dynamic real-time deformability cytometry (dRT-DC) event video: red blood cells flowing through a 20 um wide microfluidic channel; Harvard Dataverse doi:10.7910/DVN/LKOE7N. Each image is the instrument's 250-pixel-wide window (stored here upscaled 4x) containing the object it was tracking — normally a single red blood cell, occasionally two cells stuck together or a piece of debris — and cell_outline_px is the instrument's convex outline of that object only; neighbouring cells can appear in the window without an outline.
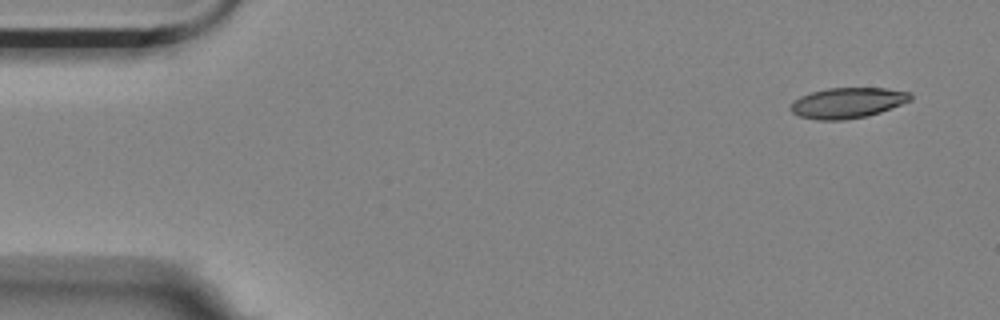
{"species": "Egyptian fruit bat (a non-hibernating species)", "species_latin": "Rousettus aegyptiacus", "temperature_condition": "room temperature", "stored_images_in_passage": 6, "camera_frame_rate_fps": 3000, "um_per_image_px": 0.085, "animal": {"sex": "female"}, "frame": {"image": 1, "passage_image": 1, "time_ms": 0.0, "image_size_px": [1000, 320], "cell_outline_px": [[912, 100], [880, 112], [868, 116], [844, 120], [820, 120], [800, 116], [792, 112], [792, 104], [800, 96], [812, 92], [828, 88], [884, 88], [912, 92]], "centroid_in_image_um": [72.1, 8.74], "position_along_channel_um": 12.9, "area_um2": 21.15}}
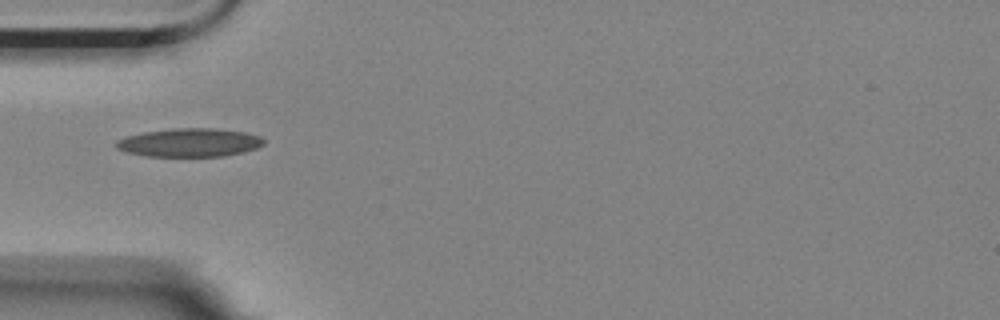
{"frame": {"image": 2, "passage_image": 5, "time_ms": 1.333, "image_size_px": [1000, 320], "cell_outline_px": [[264, 144], [256, 148], [244, 152], [224, 156], [148, 156], [128, 152], [116, 148], [116, 140], [128, 136], [144, 132], [172, 128], [216, 128], [244, 132], [260, 136], [264, 140]], "centroid_in_image_um": [16.13, 12.11], "position_along_channel_um": 68.9, "area_um2": 24.39}}
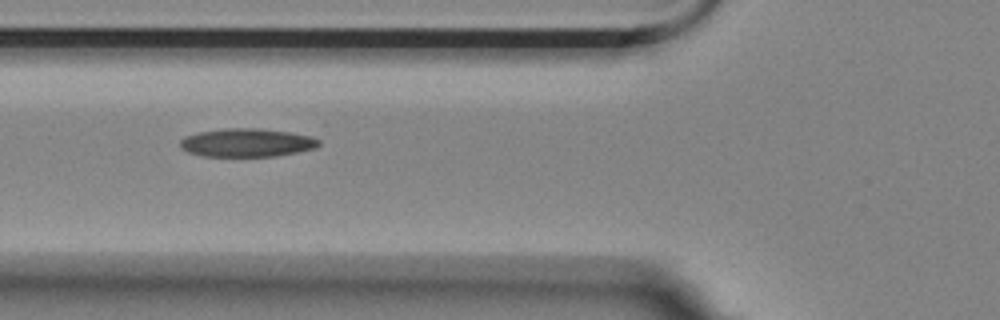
{"frame": {"image": 3, "passage_image": 6, "time_ms": 1.667, "image_size_px": [1000, 320], "cell_outline_px": [[320, 144], [316, 148], [296, 152], [272, 156], [204, 156], [188, 152], [180, 148], [180, 140], [184, 136], [196, 132], [224, 128], [260, 128], [316, 132], [320, 140]], "centroid_in_image_um": [21.14, 12.08], "position_along_channel_um": 104.7, "area_um2": 23.99}}